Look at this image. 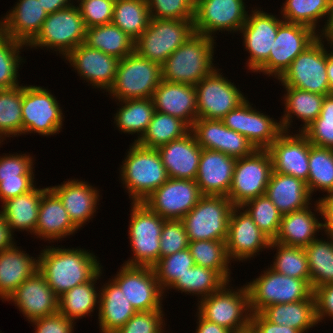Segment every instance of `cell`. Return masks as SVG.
Instances as JSON below:
<instances>
[{
    "mask_svg": "<svg viewBox=\"0 0 333 333\" xmlns=\"http://www.w3.org/2000/svg\"><path fill=\"white\" fill-rule=\"evenodd\" d=\"M35 175H19V179L2 180L0 182V202L1 204L16 196L26 194L37 185Z\"/></svg>",
    "mask_w": 333,
    "mask_h": 333,
    "instance_id": "e7e4bbea",
    "label": "cell"
},
{
    "mask_svg": "<svg viewBox=\"0 0 333 333\" xmlns=\"http://www.w3.org/2000/svg\"><path fill=\"white\" fill-rule=\"evenodd\" d=\"M215 38L194 32L161 65L162 79L196 85L217 66L214 64Z\"/></svg>",
    "mask_w": 333,
    "mask_h": 333,
    "instance_id": "7a4b0ae2",
    "label": "cell"
},
{
    "mask_svg": "<svg viewBox=\"0 0 333 333\" xmlns=\"http://www.w3.org/2000/svg\"><path fill=\"white\" fill-rule=\"evenodd\" d=\"M302 133L312 145L333 149V94L325 96L320 115Z\"/></svg>",
    "mask_w": 333,
    "mask_h": 333,
    "instance_id": "db71d44e",
    "label": "cell"
},
{
    "mask_svg": "<svg viewBox=\"0 0 333 333\" xmlns=\"http://www.w3.org/2000/svg\"><path fill=\"white\" fill-rule=\"evenodd\" d=\"M256 150L246 137L225 126L224 154L238 159L252 155Z\"/></svg>",
    "mask_w": 333,
    "mask_h": 333,
    "instance_id": "6125c7cd",
    "label": "cell"
},
{
    "mask_svg": "<svg viewBox=\"0 0 333 333\" xmlns=\"http://www.w3.org/2000/svg\"><path fill=\"white\" fill-rule=\"evenodd\" d=\"M266 150L274 172L308 181L310 142L302 132L283 131Z\"/></svg>",
    "mask_w": 333,
    "mask_h": 333,
    "instance_id": "603a6c76",
    "label": "cell"
},
{
    "mask_svg": "<svg viewBox=\"0 0 333 333\" xmlns=\"http://www.w3.org/2000/svg\"><path fill=\"white\" fill-rule=\"evenodd\" d=\"M98 326L100 333H115L125 325L137 312L121 292L120 288L109 278L100 287Z\"/></svg>",
    "mask_w": 333,
    "mask_h": 333,
    "instance_id": "836d02e7",
    "label": "cell"
},
{
    "mask_svg": "<svg viewBox=\"0 0 333 333\" xmlns=\"http://www.w3.org/2000/svg\"><path fill=\"white\" fill-rule=\"evenodd\" d=\"M102 271H104L103 268L90 281L77 285L62 294L58 301V312L65 318L76 322L93 314L96 308L99 309L100 291L95 286L104 273Z\"/></svg>",
    "mask_w": 333,
    "mask_h": 333,
    "instance_id": "74e56055",
    "label": "cell"
},
{
    "mask_svg": "<svg viewBox=\"0 0 333 333\" xmlns=\"http://www.w3.org/2000/svg\"><path fill=\"white\" fill-rule=\"evenodd\" d=\"M150 19L147 0H115L112 23L134 41L147 29Z\"/></svg>",
    "mask_w": 333,
    "mask_h": 333,
    "instance_id": "f6af8a7d",
    "label": "cell"
},
{
    "mask_svg": "<svg viewBox=\"0 0 333 333\" xmlns=\"http://www.w3.org/2000/svg\"><path fill=\"white\" fill-rule=\"evenodd\" d=\"M245 1L199 0L195 4L194 32L213 38L225 31L239 35L249 12Z\"/></svg>",
    "mask_w": 333,
    "mask_h": 333,
    "instance_id": "e0dca14e",
    "label": "cell"
},
{
    "mask_svg": "<svg viewBox=\"0 0 333 333\" xmlns=\"http://www.w3.org/2000/svg\"><path fill=\"white\" fill-rule=\"evenodd\" d=\"M119 271V272H118ZM111 279L137 312L164 311L165 294L153 267L122 264Z\"/></svg>",
    "mask_w": 333,
    "mask_h": 333,
    "instance_id": "9a60e30c",
    "label": "cell"
},
{
    "mask_svg": "<svg viewBox=\"0 0 333 333\" xmlns=\"http://www.w3.org/2000/svg\"><path fill=\"white\" fill-rule=\"evenodd\" d=\"M22 49H28L27 45L0 31V89L21 85L18 80L19 68L26 62V59L20 55L24 51Z\"/></svg>",
    "mask_w": 333,
    "mask_h": 333,
    "instance_id": "f907efd6",
    "label": "cell"
},
{
    "mask_svg": "<svg viewBox=\"0 0 333 333\" xmlns=\"http://www.w3.org/2000/svg\"><path fill=\"white\" fill-rule=\"evenodd\" d=\"M188 249L195 265L216 270L227 282L233 280L225 241H189Z\"/></svg>",
    "mask_w": 333,
    "mask_h": 333,
    "instance_id": "ee69618b",
    "label": "cell"
},
{
    "mask_svg": "<svg viewBox=\"0 0 333 333\" xmlns=\"http://www.w3.org/2000/svg\"><path fill=\"white\" fill-rule=\"evenodd\" d=\"M35 333H74L76 322L57 312L53 315L29 322Z\"/></svg>",
    "mask_w": 333,
    "mask_h": 333,
    "instance_id": "be15d7a7",
    "label": "cell"
},
{
    "mask_svg": "<svg viewBox=\"0 0 333 333\" xmlns=\"http://www.w3.org/2000/svg\"><path fill=\"white\" fill-rule=\"evenodd\" d=\"M249 333H301L295 328L278 325L265 319L260 313L251 314Z\"/></svg>",
    "mask_w": 333,
    "mask_h": 333,
    "instance_id": "003e7915",
    "label": "cell"
},
{
    "mask_svg": "<svg viewBox=\"0 0 333 333\" xmlns=\"http://www.w3.org/2000/svg\"><path fill=\"white\" fill-rule=\"evenodd\" d=\"M241 207L249 214L258 228L273 241L278 234L283 214L266 194L247 201Z\"/></svg>",
    "mask_w": 333,
    "mask_h": 333,
    "instance_id": "816d5d0a",
    "label": "cell"
},
{
    "mask_svg": "<svg viewBox=\"0 0 333 333\" xmlns=\"http://www.w3.org/2000/svg\"><path fill=\"white\" fill-rule=\"evenodd\" d=\"M322 238H316L307 247L305 253L307 256L310 285L312 289L323 285L333 284V234L324 232Z\"/></svg>",
    "mask_w": 333,
    "mask_h": 333,
    "instance_id": "60d3db41",
    "label": "cell"
},
{
    "mask_svg": "<svg viewBox=\"0 0 333 333\" xmlns=\"http://www.w3.org/2000/svg\"><path fill=\"white\" fill-rule=\"evenodd\" d=\"M79 229L72 223L68 212L59 197L48 188L42 195L35 232L40 240L60 242L63 238L75 235Z\"/></svg>",
    "mask_w": 333,
    "mask_h": 333,
    "instance_id": "4dcf8cb0",
    "label": "cell"
},
{
    "mask_svg": "<svg viewBox=\"0 0 333 333\" xmlns=\"http://www.w3.org/2000/svg\"><path fill=\"white\" fill-rule=\"evenodd\" d=\"M23 84L0 89V143L7 137H18L23 134L22 123Z\"/></svg>",
    "mask_w": 333,
    "mask_h": 333,
    "instance_id": "7dc6e473",
    "label": "cell"
},
{
    "mask_svg": "<svg viewBox=\"0 0 333 333\" xmlns=\"http://www.w3.org/2000/svg\"><path fill=\"white\" fill-rule=\"evenodd\" d=\"M189 239L182 220H165L160 236V258L188 248Z\"/></svg>",
    "mask_w": 333,
    "mask_h": 333,
    "instance_id": "6f0895ef",
    "label": "cell"
},
{
    "mask_svg": "<svg viewBox=\"0 0 333 333\" xmlns=\"http://www.w3.org/2000/svg\"><path fill=\"white\" fill-rule=\"evenodd\" d=\"M6 301L15 304L14 306H17L28 322L58 312L59 297L38 270L26 279Z\"/></svg>",
    "mask_w": 333,
    "mask_h": 333,
    "instance_id": "cb8c5ba5",
    "label": "cell"
},
{
    "mask_svg": "<svg viewBox=\"0 0 333 333\" xmlns=\"http://www.w3.org/2000/svg\"><path fill=\"white\" fill-rule=\"evenodd\" d=\"M307 187L311 196L316 191H333V149L310 143Z\"/></svg>",
    "mask_w": 333,
    "mask_h": 333,
    "instance_id": "c3c4849f",
    "label": "cell"
},
{
    "mask_svg": "<svg viewBox=\"0 0 333 333\" xmlns=\"http://www.w3.org/2000/svg\"><path fill=\"white\" fill-rule=\"evenodd\" d=\"M271 241L241 206L233 207L225 241L231 263L253 260L259 252L269 250Z\"/></svg>",
    "mask_w": 333,
    "mask_h": 333,
    "instance_id": "ffe728a7",
    "label": "cell"
},
{
    "mask_svg": "<svg viewBox=\"0 0 333 333\" xmlns=\"http://www.w3.org/2000/svg\"><path fill=\"white\" fill-rule=\"evenodd\" d=\"M194 5L199 1V0H190Z\"/></svg>",
    "mask_w": 333,
    "mask_h": 333,
    "instance_id": "2a66077c",
    "label": "cell"
},
{
    "mask_svg": "<svg viewBox=\"0 0 333 333\" xmlns=\"http://www.w3.org/2000/svg\"><path fill=\"white\" fill-rule=\"evenodd\" d=\"M315 201L314 207L309 205L304 209L283 214L278 234L273 241L287 246L305 248L318 238V233H323L324 229L320 222L322 220L318 218L321 210L317 199Z\"/></svg>",
    "mask_w": 333,
    "mask_h": 333,
    "instance_id": "f546056e",
    "label": "cell"
},
{
    "mask_svg": "<svg viewBox=\"0 0 333 333\" xmlns=\"http://www.w3.org/2000/svg\"><path fill=\"white\" fill-rule=\"evenodd\" d=\"M272 168L267 150H256L252 155L236 159L232 185L228 198L233 206H242L247 201L266 193Z\"/></svg>",
    "mask_w": 333,
    "mask_h": 333,
    "instance_id": "2e32d148",
    "label": "cell"
},
{
    "mask_svg": "<svg viewBox=\"0 0 333 333\" xmlns=\"http://www.w3.org/2000/svg\"><path fill=\"white\" fill-rule=\"evenodd\" d=\"M34 164V157L30 153H3L0 156V182L19 179V175H35Z\"/></svg>",
    "mask_w": 333,
    "mask_h": 333,
    "instance_id": "94428289",
    "label": "cell"
},
{
    "mask_svg": "<svg viewBox=\"0 0 333 333\" xmlns=\"http://www.w3.org/2000/svg\"><path fill=\"white\" fill-rule=\"evenodd\" d=\"M259 275L246 283L252 314L273 304L298 302L313 295L311 285L304 279L286 276L269 266Z\"/></svg>",
    "mask_w": 333,
    "mask_h": 333,
    "instance_id": "52a82bcc",
    "label": "cell"
},
{
    "mask_svg": "<svg viewBox=\"0 0 333 333\" xmlns=\"http://www.w3.org/2000/svg\"><path fill=\"white\" fill-rule=\"evenodd\" d=\"M127 150L119 168V180L131 202H143L169 177L157 149L132 143Z\"/></svg>",
    "mask_w": 333,
    "mask_h": 333,
    "instance_id": "3957f363",
    "label": "cell"
},
{
    "mask_svg": "<svg viewBox=\"0 0 333 333\" xmlns=\"http://www.w3.org/2000/svg\"><path fill=\"white\" fill-rule=\"evenodd\" d=\"M252 105L247 98L221 120L229 129L246 137L257 150H266L283 132L281 123Z\"/></svg>",
    "mask_w": 333,
    "mask_h": 333,
    "instance_id": "d6986e66",
    "label": "cell"
},
{
    "mask_svg": "<svg viewBox=\"0 0 333 333\" xmlns=\"http://www.w3.org/2000/svg\"><path fill=\"white\" fill-rule=\"evenodd\" d=\"M14 243L0 252V300L6 301L11 294L38 270V256L25 253Z\"/></svg>",
    "mask_w": 333,
    "mask_h": 333,
    "instance_id": "1f68e13d",
    "label": "cell"
},
{
    "mask_svg": "<svg viewBox=\"0 0 333 333\" xmlns=\"http://www.w3.org/2000/svg\"><path fill=\"white\" fill-rule=\"evenodd\" d=\"M151 18L194 20L195 5L190 0H147Z\"/></svg>",
    "mask_w": 333,
    "mask_h": 333,
    "instance_id": "9f6ffc18",
    "label": "cell"
},
{
    "mask_svg": "<svg viewBox=\"0 0 333 333\" xmlns=\"http://www.w3.org/2000/svg\"><path fill=\"white\" fill-rule=\"evenodd\" d=\"M155 111L184 121L190 128L197 120V98L194 85L163 80L152 96Z\"/></svg>",
    "mask_w": 333,
    "mask_h": 333,
    "instance_id": "f1b7e54d",
    "label": "cell"
},
{
    "mask_svg": "<svg viewBox=\"0 0 333 333\" xmlns=\"http://www.w3.org/2000/svg\"><path fill=\"white\" fill-rule=\"evenodd\" d=\"M116 103L119 104V108L113 116L114 126L126 134L137 133L133 143L138 142L146 132L155 112L152 98L122 100Z\"/></svg>",
    "mask_w": 333,
    "mask_h": 333,
    "instance_id": "f35d334b",
    "label": "cell"
},
{
    "mask_svg": "<svg viewBox=\"0 0 333 333\" xmlns=\"http://www.w3.org/2000/svg\"><path fill=\"white\" fill-rule=\"evenodd\" d=\"M86 28L112 23L115 0H75Z\"/></svg>",
    "mask_w": 333,
    "mask_h": 333,
    "instance_id": "680465c9",
    "label": "cell"
},
{
    "mask_svg": "<svg viewBox=\"0 0 333 333\" xmlns=\"http://www.w3.org/2000/svg\"><path fill=\"white\" fill-rule=\"evenodd\" d=\"M43 9L48 13H54L58 10L73 6L75 0H40Z\"/></svg>",
    "mask_w": 333,
    "mask_h": 333,
    "instance_id": "8c879c8a",
    "label": "cell"
},
{
    "mask_svg": "<svg viewBox=\"0 0 333 333\" xmlns=\"http://www.w3.org/2000/svg\"><path fill=\"white\" fill-rule=\"evenodd\" d=\"M283 89H285L282 96L285 107L279 120L282 130L291 132L292 122L297 118L303 124L300 125L301 128L299 126V130L294 132H302L320 115L326 95L303 91L294 87H283Z\"/></svg>",
    "mask_w": 333,
    "mask_h": 333,
    "instance_id": "e575fe53",
    "label": "cell"
},
{
    "mask_svg": "<svg viewBox=\"0 0 333 333\" xmlns=\"http://www.w3.org/2000/svg\"><path fill=\"white\" fill-rule=\"evenodd\" d=\"M323 34H333V0L330 3V15L327 21L326 30Z\"/></svg>",
    "mask_w": 333,
    "mask_h": 333,
    "instance_id": "34e18365",
    "label": "cell"
},
{
    "mask_svg": "<svg viewBox=\"0 0 333 333\" xmlns=\"http://www.w3.org/2000/svg\"><path fill=\"white\" fill-rule=\"evenodd\" d=\"M218 68L195 85L198 118L221 120L247 99Z\"/></svg>",
    "mask_w": 333,
    "mask_h": 333,
    "instance_id": "4fadbf2b",
    "label": "cell"
},
{
    "mask_svg": "<svg viewBox=\"0 0 333 333\" xmlns=\"http://www.w3.org/2000/svg\"><path fill=\"white\" fill-rule=\"evenodd\" d=\"M63 59L92 89H102L107 95L115 80L118 58L82 43Z\"/></svg>",
    "mask_w": 333,
    "mask_h": 333,
    "instance_id": "7402d4cb",
    "label": "cell"
},
{
    "mask_svg": "<svg viewBox=\"0 0 333 333\" xmlns=\"http://www.w3.org/2000/svg\"><path fill=\"white\" fill-rule=\"evenodd\" d=\"M227 281L216 271L194 265L170 288L175 292L198 297V302L218 291Z\"/></svg>",
    "mask_w": 333,
    "mask_h": 333,
    "instance_id": "bcb514c9",
    "label": "cell"
},
{
    "mask_svg": "<svg viewBox=\"0 0 333 333\" xmlns=\"http://www.w3.org/2000/svg\"><path fill=\"white\" fill-rule=\"evenodd\" d=\"M236 158L220 151L202 149L196 183L202 195L228 196Z\"/></svg>",
    "mask_w": 333,
    "mask_h": 333,
    "instance_id": "484cf974",
    "label": "cell"
},
{
    "mask_svg": "<svg viewBox=\"0 0 333 333\" xmlns=\"http://www.w3.org/2000/svg\"><path fill=\"white\" fill-rule=\"evenodd\" d=\"M14 240V234L10 231L7 222L0 213V252L16 243Z\"/></svg>",
    "mask_w": 333,
    "mask_h": 333,
    "instance_id": "2644e50d",
    "label": "cell"
},
{
    "mask_svg": "<svg viewBox=\"0 0 333 333\" xmlns=\"http://www.w3.org/2000/svg\"><path fill=\"white\" fill-rule=\"evenodd\" d=\"M326 73L330 89L333 92V55L330 53V50L326 52Z\"/></svg>",
    "mask_w": 333,
    "mask_h": 333,
    "instance_id": "753ad0ef",
    "label": "cell"
},
{
    "mask_svg": "<svg viewBox=\"0 0 333 333\" xmlns=\"http://www.w3.org/2000/svg\"><path fill=\"white\" fill-rule=\"evenodd\" d=\"M86 26L77 5L48 14L37 36L27 48L54 50L63 58L85 43Z\"/></svg>",
    "mask_w": 333,
    "mask_h": 333,
    "instance_id": "ba28073f",
    "label": "cell"
},
{
    "mask_svg": "<svg viewBox=\"0 0 333 333\" xmlns=\"http://www.w3.org/2000/svg\"><path fill=\"white\" fill-rule=\"evenodd\" d=\"M169 178L195 180L202 148L191 130L157 148Z\"/></svg>",
    "mask_w": 333,
    "mask_h": 333,
    "instance_id": "4316f807",
    "label": "cell"
},
{
    "mask_svg": "<svg viewBox=\"0 0 333 333\" xmlns=\"http://www.w3.org/2000/svg\"><path fill=\"white\" fill-rule=\"evenodd\" d=\"M57 186L49 188L59 197L72 223L82 229L87 222L94 218L100 202V189L90 185L87 181L66 179Z\"/></svg>",
    "mask_w": 333,
    "mask_h": 333,
    "instance_id": "d4e9b609",
    "label": "cell"
},
{
    "mask_svg": "<svg viewBox=\"0 0 333 333\" xmlns=\"http://www.w3.org/2000/svg\"><path fill=\"white\" fill-rule=\"evenodd\" d=\"M197 304L196 312L207 321L228 328L234 333H249L252 313L246 284L233 289V286L226 282L218 291L201 299Z\"/></svg>",
    "mask_w": 333,
    "mask_h": 333,
    "instance_id": "277c9868",
    "label": "cell"
},
{
    "mask_svg": "<svg viewBox=\"0 0 333 333\" xmlns=\"http://www.w3.org/2000/svg\"><path fill=\"white\" fill-rule=\"evenodd\" d=\"M322 36L325 38L327 46L330 47V53L333 55V34H323Z\"/></svg>",
    "mask_w": 333,
    "mask_h": 333,
    "instance_id": "11e5206c",
    "label": "cell"
},
{
    "mask_svg": "<svg viewBox=\"0 0 333 333\" xmlns=\"http://www.w3.org/2000/svg\"><path fill=\"white\" fill-rule=\"evenodd\" d=\"M134 40L113 23L86 29L85 44L122 59L134 52Z\"/></svg>",
    "mask_w": 333,
    "mask_h": 333,
    "instance_id": "b9f144b4",
    "label": "cell"
},
{
    "mask_svg": "<svg viewBox=\"0 0 333 333\" xmlns=\"http://www.w3.org/2000/svg\"><path fill=\"white\" fill-rule=\"evenodd\" d=\"M63 247L46 245L38 255V271L58 297L90 281L103 268L94 252Z\"/></svg>",
    "mask_w": 333,
    "mask_h": 333,
    "instance_id": "6da1fadb",
    "label": "cell"
},
{
    "mask_svg": "<svg viewBox=\"0 0 333 333\" xmlns=\"http://www.w3.org/2000/svg\"><path fill=\"white\" fill-rule=\"evenodd\" d=\"M190 130L181 119L155 111L146 132L136 143L145 148L157 149L172 140L184 137Z\"/></svg>",
    "mask_w": 333,
    "mask_h": 333,
    "instance_id": "7bdbcfd3",
    "label": "cell"
},
{
    "mask_svg": "<svg viewBox=\"0 0 333 333\" xmlns=\"http://www.w3.org/2000/svg\"><path fill=\"white\" fill-rule=\"evenodd\" d=\"M319 36L308 26L283 21L279 25L268 60L256 71V74L262 73L278 80L293 60Z\"/></svg>",
    "mask_w": 333,
    "mask_h": 333,
    "instance_id": "5bb4252c",
    "label": "cell"
},
{
    "mask_svg": "<svg viewBox=\"0 0 333 333\" xmlns=\"http://www.w3.org/2000/svg\"><path fill=\"white\" fill-rule=\"evenodd\" d=\"M318 324L330 318L333 320V284L323 285L313 290Z\"/></svg>",
    "mask_w": 333,
    "mask_h": 333,
    "instance_id": "03108f58",
    "label": "cell"
},
{
    "mask_svg": "<svg viewBox=\"0 0 333 333\" xmlns=\"http://www.w3.org/2000/svg\"><path fill=\"white\" fill-rule=\"evenodd\" d=\"M325 44V38L320 35L293 60L278 79L279 84L326 96L333 94L326 73V52L329 47Z\"/></svg>",
    "mask_w": 333,
    "mask_h": 333,
    "instance_id": "9c48e42d",
    "label": "cell"
},
{
    "mask_svg": "<svg viewBox=\"0 0 333 333\" xmlns=\"http://www.w3.org/2000/svg\"><path fill=\"white\" fill-rule=\"evenodd\" d=\"M193 21L151 18L147 29L135 40L134 51L162 65L194 33Z\"/></svg>",
    "mask_w": 333,
    "mask_h": 333,
    "instance_id": "30bf717a",
    "label": "cell"
},
{
    "mask_svg": "<svg viewBox=\"0 0 333 333\" xmlns=\"http://www.w3.org/2000/svg\"><path fill=\"white\" fill-rule=\"evenodd\" d=\"M48 188L49 186L46 188L36 186L30 192L2 203L0 213L12 233L15 231H28V234L33 235L38 220L41 198Z\"/></svg>",
    "mask_w": 333,
    "mask_h": 333,
    "instance_id": "d590c367",
    "label": "cell"
},
{
    "mask_svg": "<svg viewBox=\"0 0 333 333\" xmlns=\"http://www.w3.org/2000/svg\"><path fill=\"white\" fill-rule=\"evenodd\" d=\"M319 199V200H318ZM317 199L320 210L324 232L333 231V191L328 192Z\"/></svg>",
    "mask_w": 333,
    "mask_h": 333,
    "instance_id": "a7ac6f4b",
    "label": "cell"
},
{
    "mask_svg": "<svg viewBox=\"0 0 333 333\" xmlns=\"http://www.w3.org/2000/svg\"><path fill=\"white\" fill-rule=\"evenodd\" d=\"M161 81V65L134 51L119 59L115 80L108 95L115 101L152 98Z\"/></svg>",
    "mask_w": 333,
    "mask_h": 333,
    "instance_id": "8992f818",
    "label": "cell"
},
{
    "mask_svg": "<svg viewBox=\"0 0 333 333\" xmlns=\"http://www.w3.org/2000/svg\"><path fill=\"white\" fill-rule=\"evenodd\" d=\"M202 196L195 180L168 178L143 203L166 220H181Z\"/></svg>",
    "mask_w": 333,
    "mask_h": 333,
    "instance_id": "44dd1931",
    "label": "cell"
},
{
    "mask_svg": "<svg viewBox=\"0 0 333 333\" xmlns=\"http://www.w3.org/2000/svg\"><path fill=\"white\" fill-rule=\"evenodd\" d=\"M233 207L227 196L203 195L181 219L189 241H226Z\"/></svg>",
    "mask_w": 333,
    "mask_h": 333,
    "instance_id": "8fae6325",
    "label": "cell"
},
{
    "mask_svg": "<svg viewBox=\"0 0 333 333\" xmlns=\"http://www.w3.org/2000/svg\"><path fill=\"white\" fill-rule=\"evenodd\" d=\"M276 250L270 267L278 273L296 279H304L310 284V272L305 249L287 246L271 241L269 250Z\"/></svg>",
    "mask_w": 333,
    "mask_h": 333,
    "instance_id": "681fc988",
    "label": "cell"
},
{
    "mask_svg": "<svg viewBox=\"0 0 333 333\" xmlns=\"http://www.w3.org/2000/svg\"><path fill=\"white\" fill-rule=\"evenodd\" d=\"M265 319L278 325H286L309 333L310 328L317 327L314 295L306 300L287 304H273L259 312Z\"/></svg>",
    "mask_w": 333,
    "mask_h": 333,
    "instance_id": "8d00e7d4",
    "label": "cell"
},
{
    "mask_svg": "<svg viewBox=\"0 0 333 333\" xmlns=\"http://www.w3.org/2000/svg\"><path fill=\"white\" fill-rule=\"evenodd\" d=\"M164 311L136 312L131 319L115 333H166Z\"/></svg>",
    "mask_w": 333,
    "mask_h": 333,
    "instance_id": "91938a15",
    "label": "cell"
},
{
    "mask_svg": "<svg viewBox=\"0 0 333 333\" xmlns=\"http://www.w3.org/2000/svg\"><path fill=\"white\" fill-rule=\"evenodd\" d=\"M48 13L40 0H18L0 19V31L28 45L41 30Z\"/></svg>",
    "mask_w": 333,
    "mask_h": 333,
    "instance_id": "83f0119b",
    "label": "cell"
},
{
    "mask_svg": "<svg viewBox=\"0 0 333 333\" xmlns=\"http://www.w3.org/2000/svg\"><path fill=\"white\" fill-rule=\"evenodd\" d=\"M191 132L202 149L223 153L225 125L222 120L197 118Z\"/></svg>",
    "mask_w": 333,
    "mask_h": 333,
    "instance_id": "11a10c76",
    "label": "cell"
},
{
    "mask_svg": "<svg viewBox=\"0 0 333 333\" xmlns=\"http://www.w3.org/2000/svg\"><path fill=\"white\" fill-rule=\"evenodd\" d=\"M194 265L193 257L188 248L160 258L153 269L164 294L168 293L175 282L182 278L188 272V269Z\"/></svg>",
    "mask_w": 333,
    "mask_h": 333,
    "instance_id": "f5cc1de1",
    "label": "cell"
},
{
    "mask_svg": "<svg viewBox=\"0 0 333 333\" xmlns=\"http://www.w3.org/2000/svg\"><path fill=\"white\" fill-rule=\"evenodd\" d=\"M330 3L331 0H285L279 10L284 21L308 26L323 35L330 15ZM323 18L322 26L319 23Z\"/></svg>",
    "mask_w": 333,
    "mask_h": 333,
    "instance_id": "ab89813d",
    "label": "cell"
},
{
    "mask_svg": "<svg viewBox=\"0 0 333 333\" xmlns=\"http://www.w3.org/2000/svg\"><path fill=\"white\" fill-rule=\"evenodd\" d=\"M128 238L132 256L123 263L153 267L160 259V236L166 219L143 202H131Z\"/></svg>",
    "mask_w": 333,
    "mask_h": 333,
    "instance_id": "5b68a950",
    "label": "cell"
},
{
    "mask_svg": "<svg viewBox=\"0 0 333 333\" xmlns=\"http://www.w3.org/2000/svg\"><path fill=\"white\" fill-rule=\"evenodd\" d=\"M261 7H253L239 34L243 36V46L248 52L245 69L255 73L269 58L270 50L276 39L279 25L284 21L281 16L269 14Z\"/></svg>",
    "mask_w": 333,
    "mask_h": 333,
    "instance_id": "ac0fdd59",
    "label": "cell"
},
{
    "mask_svg": "<svg viewBox=\"0 0 333 333\" xmlns=\"http://www.w3.org/2000/svg\"><path fill=\"white\" fill-rule=\"evenodd\" d=\"M195 317H197L195 333H234L228 328L207 321L198 312Z\"/></svg>",
    "mask_w": 333,
    "mask_h": 333,
    "instance_id": "89a4df30",
    "label": "cell"
},
{
    "mask_svg": "<svg viewBox=\"0 0 333 333\" xmlns=\"http://www.w3.org/2000/svg\"><path fill=\"white\" fill-rule=\"evenodd\" d=\"M265 194L282 214L312 205V196L305 181L274 171L271 172Z\"/></svg>",
    "mask_w": 333,
    "mask_h": 333,
    "instance_id": "d6a6232c",
    "label": "cell"
},
{
    "mask_svg": "<svg viewBox=\"0 0 333 333\" xmlns=\"http://www.w3.org/2000/svg\"><path fill=\"white\" fill-rule=\"evenodd\" d=\"M60 106L56 96L47 88L23 85V136L38 133L40 136L51 137L60 133L65 119L63 107Z\"/></svg>",
    "mask_w": 333,
    "mask_h": 333,
    "instance_id": "7c38bea8",
    "label": "cell"
}]
</instances>
